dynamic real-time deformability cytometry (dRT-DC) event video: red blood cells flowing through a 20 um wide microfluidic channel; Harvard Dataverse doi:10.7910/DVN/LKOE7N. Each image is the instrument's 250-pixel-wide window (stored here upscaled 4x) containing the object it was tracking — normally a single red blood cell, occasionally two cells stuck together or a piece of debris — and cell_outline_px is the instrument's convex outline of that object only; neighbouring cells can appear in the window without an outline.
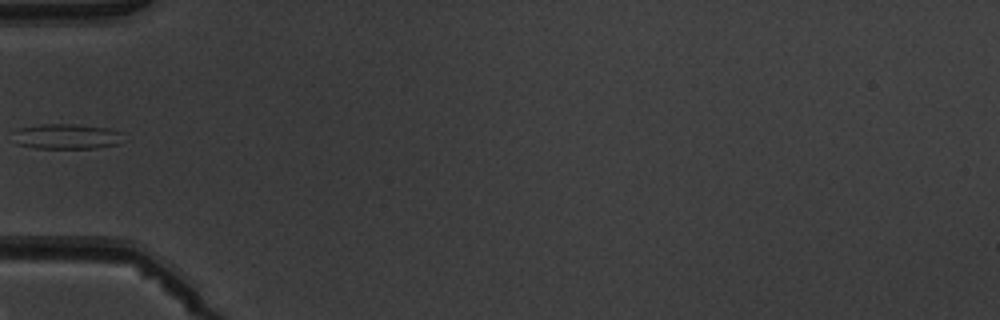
{"species": "common noctule bat (a hibernating species)", "species_latin": "Nyctalus noctula", "temperature_condition": "warm", "stored_images_in_passage": 6, "camera_frame_rate_fps": 3000, "um_per_image_px": 0.085, "animal": {"sex": "male", "body_mass_g": 19.5, "forearm_length_mm": 54.6}, "frame": {"image": 1, "passage_image": 5, "time_ms": 5.667, "image_size_px": [1000, 320], "cell_outline_px": [[120, 132], [116, 144], [96, 148], [36, 148], [16, 144], [12, 132], [16, 128], [40, 124], [76, 124], [108, 128]], "centroid_in_image_um": [5.52, 11.59], "position_along_channel_um": 79.5, "area_um2": 16.07}}
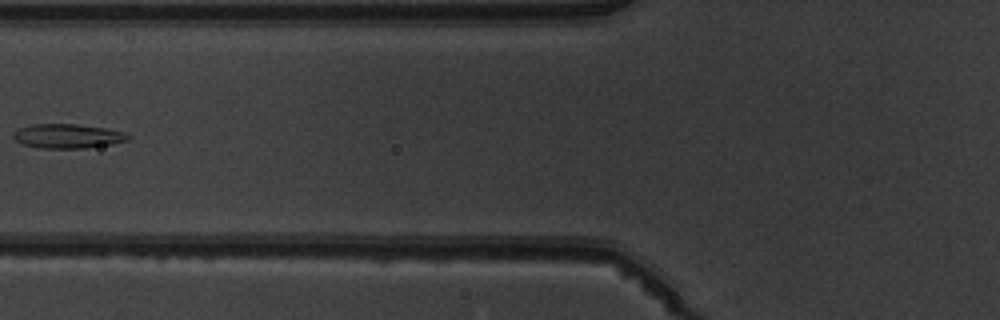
{"frame": {"image": 2, "passage_image": 6, "time_ms": 6.667, "image_size_px": [1000, 320], "cell_outline_px": [[132, 136], [128, 140], [112, 144], [88, 148], [40, 148], [24, 144], [16, 140], [12, 136], [20, 128], [32, 124], [76, 124], [108, 128], [124, 132]], "centroid_in_image_um": [5.82, 11.57], "position_along_channel_um": 120.0, "area_um2": 16.24}}